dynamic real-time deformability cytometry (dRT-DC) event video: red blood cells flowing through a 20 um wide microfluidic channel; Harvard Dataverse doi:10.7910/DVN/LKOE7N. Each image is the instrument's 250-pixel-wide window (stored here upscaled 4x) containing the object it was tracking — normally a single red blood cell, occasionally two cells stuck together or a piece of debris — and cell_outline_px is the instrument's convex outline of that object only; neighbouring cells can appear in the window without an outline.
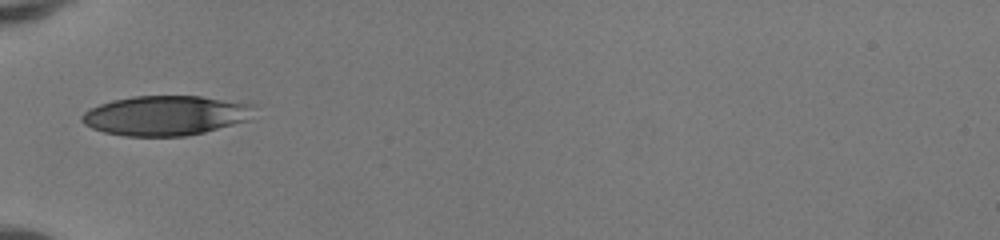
{"species": "human", "species_latin": "Homo sapiens", "temperature_condition": "room temperature", "stored_images_in_passage": 32, "camera_frame_rate_fps": 3000, "um_per_image_px": 0.085, "donor": {"sex": "female"}, "frame": {"image": 1, "passage_image": 1, "time_ms": 0.0, "image_size_px": [1000, 240], "cell_outline_px": [[252, 104], [248, 120], [204, 132], [188, 136], [124, 136], [104, 132], [92, 128], [84, 124], [80, 120], [80, 116], [84, 112], [100, 104], [112, 100], [132, 96], [200, 96]], "centroid_in_image_um": [14.0, 9.82], "position_along_channel_um": 71.0, "area_um2": 39.59}}
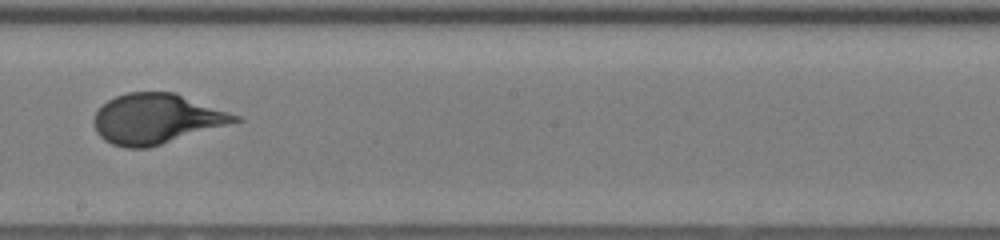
{"frame": {"image": 2, "passage_image": 13, "time_ms": 4.0, "image_size_px": [1000, 240], "cell_outline_px": [[244, 120], [148, 148], [128, 148], [112, 144], [104, 140], [96, 132], [92, 120], [96, 112], [108, 100], [116, 96], [128, 92], [172, 92], [240, 116]], "centroid_in_image_um": [13.27, 10.11], "position_along_channel_um": 234.9, "area_um2": 40.81}}
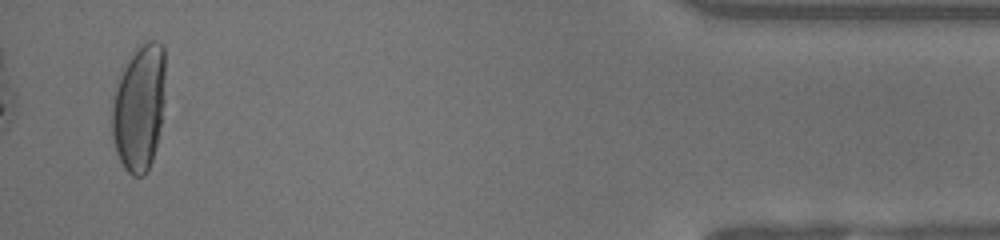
{"frame": {"image": 3, "passage_image": 31, "time_ms": 10.0, "image_size_px": [1000, 240], "cell_outline_px": [[164, 100], [156, 148], [152, 160], [144, 176], [132, 176], [124, 168], [116, 152], [112, 136], [112, 96], [116, 84], [128, 56], [140, 44], [148, 40], [156, 40], [164, 44]], "centroid_in_image_um": [11.81, 9.1], "position_along_channel_um": 423.4, "area_um2": 39.77}, "authors_computed_cell_mechanics": {"area_um2": 40.5756, "velocity_mm_per_s": 4.1535, "shape_relaxation_time_tau1_ms": 3.8907, "shape_relaxation_time_tau2_ms": null, "deformation_change_tau1": 0.2099, "deformation_change_tau2": null}}